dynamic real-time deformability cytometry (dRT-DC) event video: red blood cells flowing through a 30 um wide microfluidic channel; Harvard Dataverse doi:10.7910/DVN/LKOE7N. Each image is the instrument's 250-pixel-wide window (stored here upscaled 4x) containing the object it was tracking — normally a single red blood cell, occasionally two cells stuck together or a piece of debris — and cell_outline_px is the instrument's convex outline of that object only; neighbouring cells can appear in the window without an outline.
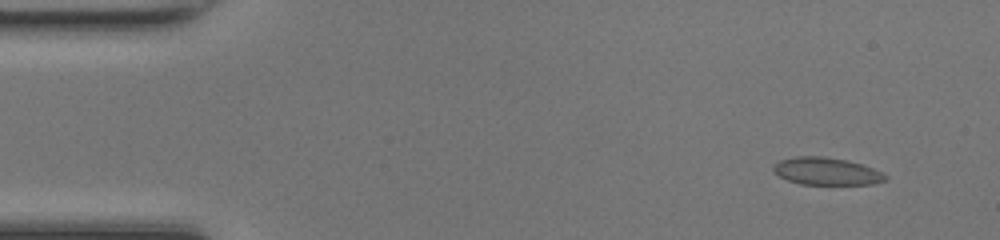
{"species": "common noctule bat (a hibernating species)", "species_latin": "Nyctalus noctula", "temperature_condition": "room temperature", "stored_images_in_passage": 48, "camera_frame_rate_fps": 3000, "um_per_image_px": 0.085, "animal": {"sex": "female", "body_mass_g": 17.0, "forearm_length_mm": 48.0}, "frame": {"image": 1, "passage_image": 4, "time_ms": 1.0, "image_size_px": [1000, 240], "cell_outline_px": [[888, 180], [872, 184], [800, 184], [788, 180], [772, 172], [772, 168], [780, 160], [796, 156], [824, 156], [848, 160], [872, 168], [888, 176]], "centroid_in_image_um": [70.25, 14.55], "position_along_channel_um": 14.8, "area_um2": 17.86}}
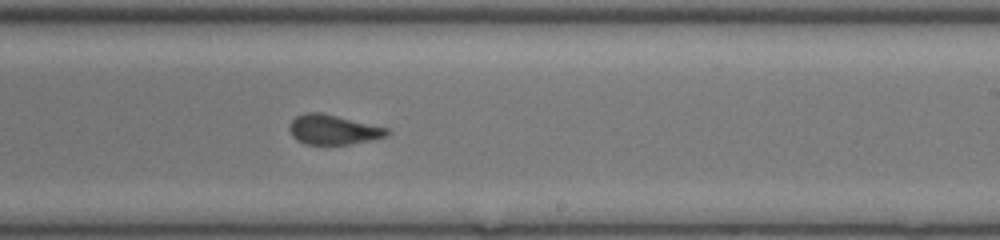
{"frame": {"image": 2, "passage_image": 29, "time_ms": 9.333, "image_size_px": [1000, 240], "cell_outline_px": [[392, 132], [388, 136], [372, 140], [352, 144], [304, 144], [296, 140], [292, 136], [288, 128], [292, 120], [296, 116], [304, 112], [320, 112], [392, 128]], "centroid_in_image_um": [28.38, 11.02], "position_along_channel_um": 260.6, "area_um2": 17.34}}
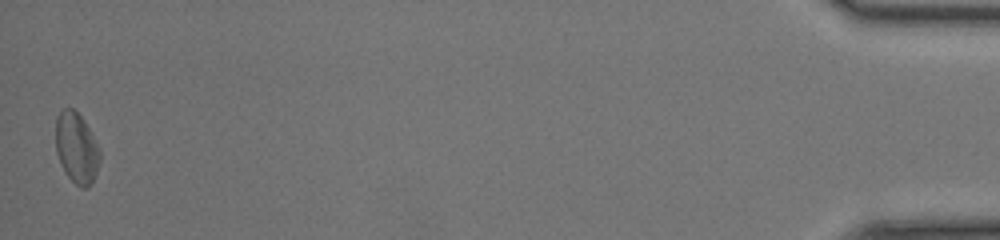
{"frame": {"image": 3, "passage_image": 48, "time_ms": 15.667, "image_size_px": [1000, 240], "cell_outline_px": [[100, 160], [92, 184], [88, 188], [80, 188], [64, 172], [60, 164], [56, 152], [56, 116], [64, 108], [72, 108], [84, 120], [100, 148]], "centroid_in_image_um": [6.51, 12.6], "position_along_channel_um": 428.7, "area_um2": 18.32}, "authors_computed_cell_mechanics": {"area_um2": 17.8602, "velocity_mm_per_s": 4.2683, "shape_relaxation_time_tau1_ms": null, "shape_relaxation_time_tau2_ms": 1.5278, "deformation_change_tau1": null, "deformation_change_tau2": 0.0539}}